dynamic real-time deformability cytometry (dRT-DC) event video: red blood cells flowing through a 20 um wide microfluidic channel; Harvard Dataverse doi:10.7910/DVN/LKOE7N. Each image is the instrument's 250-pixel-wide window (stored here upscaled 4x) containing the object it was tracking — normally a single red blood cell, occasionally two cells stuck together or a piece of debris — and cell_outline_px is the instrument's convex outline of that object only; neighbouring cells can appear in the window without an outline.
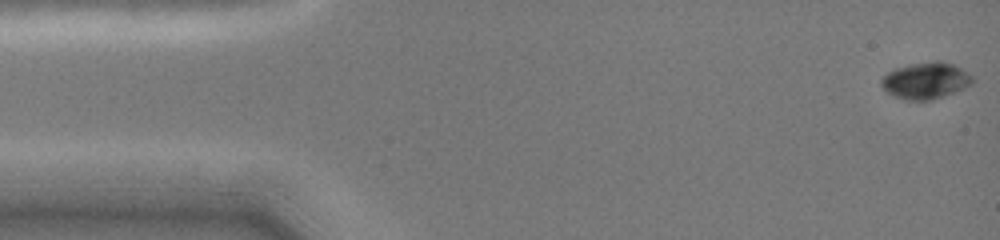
{"species": "common noctule bat (a hibernating species)", "species_latin": "Nyctalus noctula", "temperature_condition": "cold", "stored_images_in_passage": 32, "camera_frame_rate_fps": 3000, "um_per_image_px": 0.085, "animal": {"sex": "female", "body_mass_g": 19.0, "forearm_length_mm": 51.5}, "frame": {"image": 1, "passage_image": 1, "time_ms": 0.0, "image_size_px": [1000, 240], "cell_outline_px": [[976, 80], [972, 84], [964, 88], [944, 96], [932, 100], [904, 100], [888, 92], [880, 84], [880, 80], [888, 72], [896, 68], [912, 64], [936, 60], [940, 60], [952, 64], [960, 68], [972, 76]], "centroid_in_image_um": [78.71, 6.85], "position_along_channel_um": 6.3, "area_um2": 19.31}}
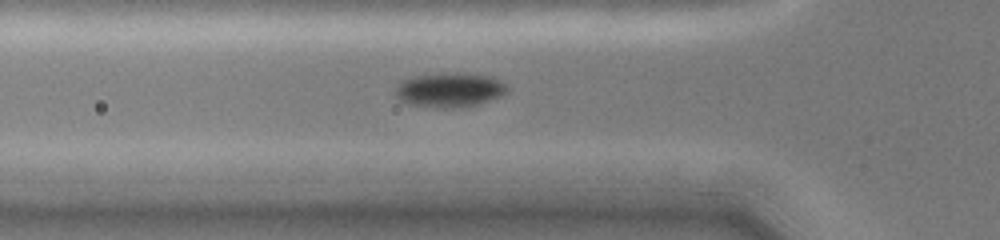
{"frame": {"image": 2, "passage_image": 19, "time_ms": 5.0, "image_size_px": [1000, 240], "cell_outline_px": [[508, 92], [500, 96], [464, 108], [436, 108], [408, 104], [400, 100], [396, 96], [396, 88], [400, 80], [412, 76], [456, 72], [464, 72], [488, 76], [500, 80], [508, 84]], "centroid_in_image_um": [38.22, 7.64], "position_along_channel_um": 87.6, "area_um2": 22.77}}
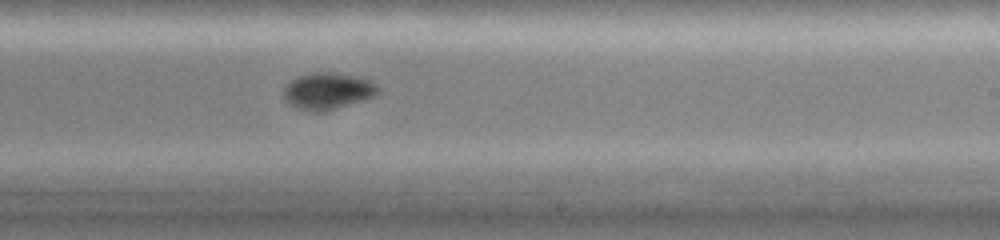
{"frame": {"image": 3, "passage_image": 32, "time_ms": 9.333, "image_size_px": [1000, 240], "cell_outline_px": [[380, 92], [372, 96], [324, 112], [312, 112], [296, 108], [284, 96], [284, 88], [292, 80], [300, 76], [316, 72], [332, 72], [360, 76], [372, 80], [380, 88]], "centroid_in_image_um": [27.9, 7.72], "position_along_channel_um": 261.1, "area_um2": 19.94}}